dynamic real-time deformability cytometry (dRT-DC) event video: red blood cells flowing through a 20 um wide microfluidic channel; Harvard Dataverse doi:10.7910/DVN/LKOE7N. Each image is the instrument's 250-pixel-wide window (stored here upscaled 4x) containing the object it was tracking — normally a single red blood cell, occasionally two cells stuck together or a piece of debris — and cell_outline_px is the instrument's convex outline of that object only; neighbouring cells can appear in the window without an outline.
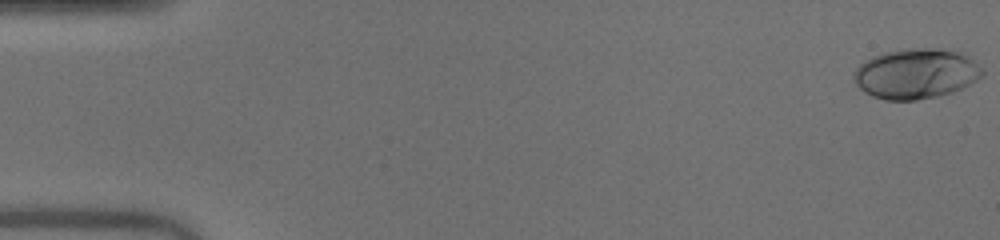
{"species": "human", "species_latin": "Homo sapiens", "temperature_condition": "warm", "stored_images_in_passage": 51, "camera_frame_rate_fps": 3000, "um_per_image_px": 0.085, "donor": {"sex": "male"}, "frame": {"image": 1, "passage_image": 1, "time_ms": 0.0, "image_size_px": [1000, 240], "cell_outline_px": [[984, 76], [952, 92], [936, 96], [916, 100], [884, 100], [872, 96], [864, 92], [852, 80], [852, 72], [864, 60], [872, 56], [884, 52], [904, 48], [936, 48], [960, 52], [968, 56], [984, 72]], "centroid_in_image_um": [77.8, 6.25], "position_along_channel_um": 7.2, "area_um2": 37.69}}
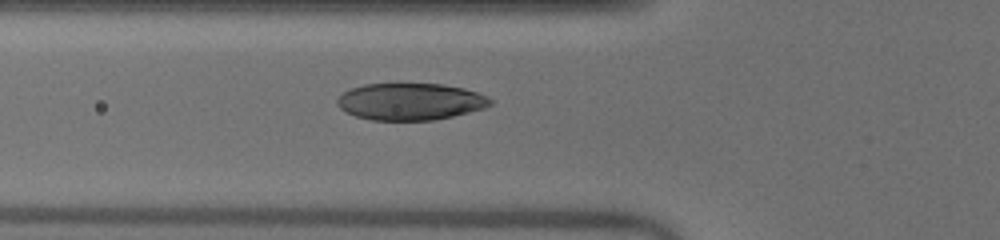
{"frame": {"image": 2, "passage_image": 19, "time_ms": 6.0, "image_size_px": [1000, 240], "cell_outline_px": [[492, 104], [484, 108], [452, 116], [432, 120], [372, 120], [356, 116], [340, 108], [336, 104], [336, 100], [348, 88], [364, 84], [444, 84], [464, 88], [488, 96], [492, 100]], "centroid_in_image_um": [34.87, 8.63], "position_along_channel_um": 90.9, "area_um2": 32.89}}
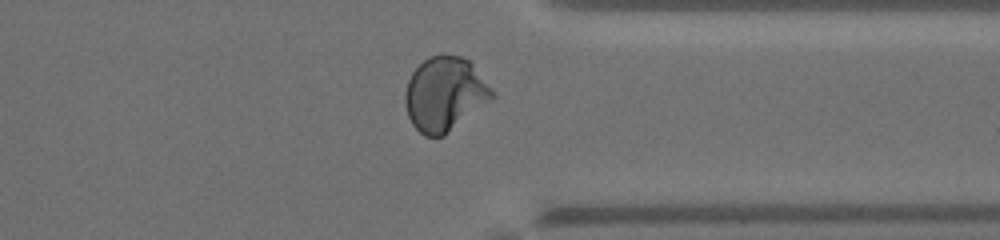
{"frame": {"image": 3, "passage_image": 40, "time_ms": 13.0, "image_size_px": [1000, 240], "cell_outline_px": [[496, 96], [492, 100], [444, 136], [424, 136], [412, 124], [408, 116], [404, 100], [404, 92], [408, 80], [412, 72], [428, 56], [460, 56], [468, 60], [472, 64], [496, 92]], "centroid_in_image_um": [37.82, 8.01], "position_along_channel_um": 373.6, "area_um2": 37.57}, "authors_computed_cell_mechanics": {"area_um2": 35.258, "velocity_mm_per_s": 4.0762, "shape_relaxation_time_tau1_ms": 3.9985, "shape_relaxation_time_tau2_ms": null, "deformation_change_tau1": 0.2178, "deformation_change_tau2": null}}